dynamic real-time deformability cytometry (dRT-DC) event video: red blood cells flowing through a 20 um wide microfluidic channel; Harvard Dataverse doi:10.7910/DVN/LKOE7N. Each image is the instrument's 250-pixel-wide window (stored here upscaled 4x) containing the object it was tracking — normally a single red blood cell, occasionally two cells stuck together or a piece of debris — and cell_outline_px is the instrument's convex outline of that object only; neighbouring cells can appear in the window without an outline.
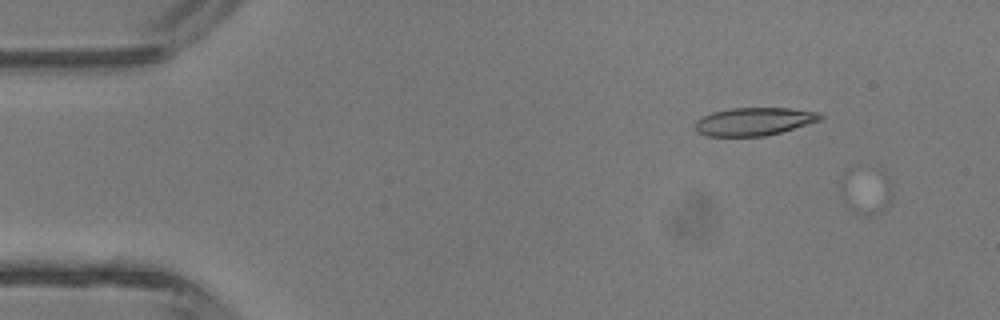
{"species": "common noctule bat (a hibernating species)", "species_latin": "Nyctalus noctula", "temperature_condition": "room temperature", "stored_images_in_passage": 5, "camera_frame_rate_fps": 3000, "um_per_image_px": 0.085, "animal": {"sex": "male", "body_mass_g": 13.3}, "frame": {"image": 1, "passage_image": 2, "time_ms": 1.333, "image_size_px": [1000, 320], "cell_outline_px": [[892, 204], [876, 216], [868, 216], [856, 212], [840, 196], [840, 180], [844, 172], [848, 168], [856, 164], [884, 172], [888, 176], [892, 184]], "centroid_in_image_um": [73.63, 16.15], "position_along_channel_um": 11.4, "area_um2": 15.09}}